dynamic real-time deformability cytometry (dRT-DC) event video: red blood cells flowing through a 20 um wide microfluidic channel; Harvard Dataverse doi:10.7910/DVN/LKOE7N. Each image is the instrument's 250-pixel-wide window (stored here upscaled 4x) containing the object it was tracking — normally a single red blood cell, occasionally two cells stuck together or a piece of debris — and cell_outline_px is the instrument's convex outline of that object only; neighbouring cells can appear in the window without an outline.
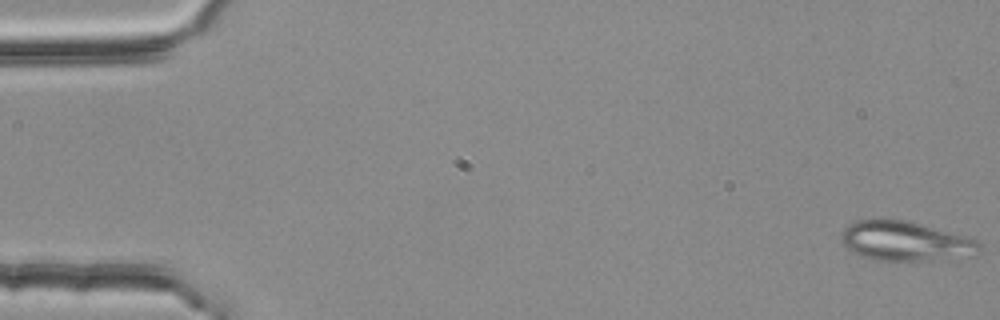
{"species": "common noctule bat (a hibernating species)", "species_latin": "Nyctalus noctula", "temperature_condition": "room temperature", "stored_images_in_passage": 53, "camera_frame_rate_fps": 3000, "um_per_image_px": 0.085, "animal": {"sex": "female", "body_mass_g": 25.1}, "frame": {"image": 1, "passage_image": 1, "time_ms": 0.0, "image_size_px": [1000, 320], "cell_outline_px": [[980, 252], [976, 256], [932, 260], [872, 260], [860, 256], [852, 252], [844, 244], [840, 236], [840, 232], [848, 224], [856, 220], [876, 216], [884, 216], [908, 220], [972, 236], [980, 240]], "centroid_in_image_um": [76.99, 20.44], "position_along_channel_um": 8.0, "area_um2": 33.41}}
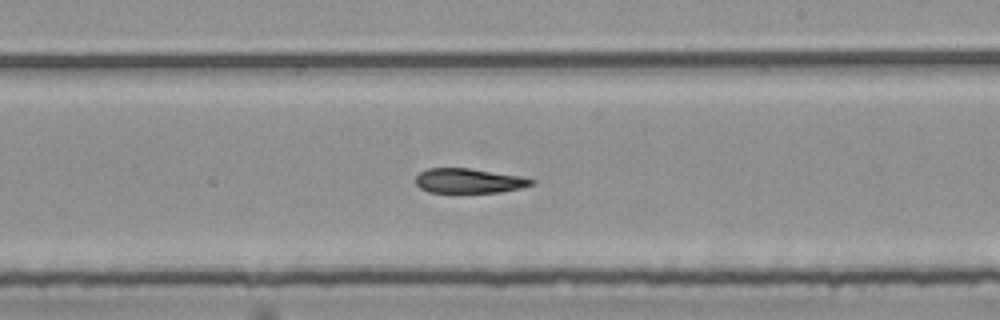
{"frame": {"image": 2, "passage_image": 32, "time_ms": 10.333, "image_size_px": [1000, 320], "cell_outline_px": [[536, 184], [520, 188], [500, 192], [428, 192], [420, 188], [416, 184], [416, 176], [420, 172], [428, 168], [468, 168], [520, 176], [536, 180]], "centroid_in_image_um": [39.87, 15.37], "position_along_channel_um": 249.1, "area_um2": 16.59}}
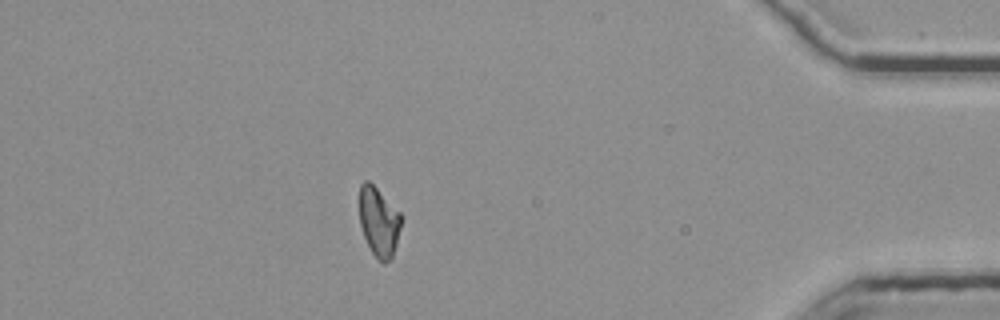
{"frame": {"image": 3, "passage_image": 48, "time_ms": 15.667, "image_size_px": [1000, 320], "cell_outline_px": [[400, 228], [392, 260], [384, 264], [380, 264], [372, 252], [364, 236], [360, 224], [360, 184], [364, 180], [368, 180], [400, 212]], "centroid_in_image_um": [32.2, 18.9], "position_along_channel_um": 403.0, "area_um2": 16.76}, "authors_computed_cell_mechanics": {"area_um2": 18.0914, "velocity_mm_per_s": 3.7792, "shape_relaxation_time_tau1_ms": null, "shape_relaxation_time_tau2_ms": 3.2604, "deformation_change_tau1": null, "deformation_change_tau2": 0.0862}}